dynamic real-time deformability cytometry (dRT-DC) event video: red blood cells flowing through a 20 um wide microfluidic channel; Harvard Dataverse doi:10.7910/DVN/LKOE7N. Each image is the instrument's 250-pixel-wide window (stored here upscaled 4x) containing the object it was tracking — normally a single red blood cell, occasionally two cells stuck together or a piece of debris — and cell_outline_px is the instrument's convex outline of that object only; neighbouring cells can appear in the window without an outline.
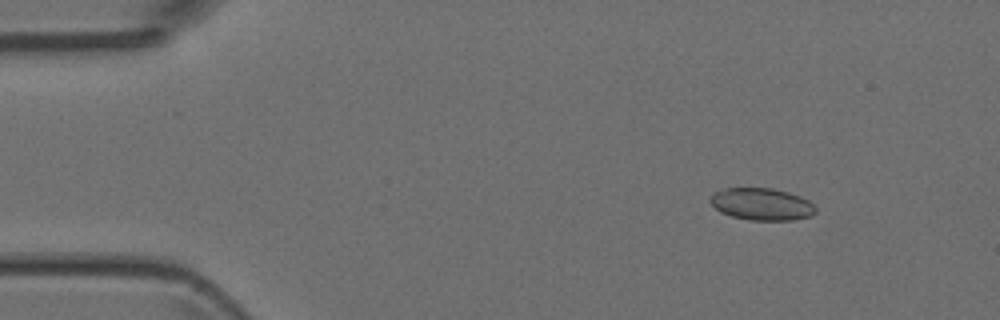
{"species": "Egyptian fruit bat (a non-hibernating species)", "species_latin": "Rousettus aegyptiacus", "temperature_condition": "room temperature", "stored_images_in_passage": 4, "camera_frame_rate_fps": 3000, "um_per_image_px": 0.085, "animal": {"sex": "female"}, "frame": {"image": 1, "passage_image": 2, "time_ms": 1.0, "image_size_px": [1000, 320], "cell_outline_px": [[816, 212], [812, 216], [792, 220], [748, 220], [732, 216], [720, 212], [708, 200], [716, 192], [728, 188], [772, 188], [788, 192], [800, 196], [808, 200], [816, 208]], "centroid_in_image_um": [64.77, 17.36], "position_along_channel_um": 20.2, "area_um2": 19.65}}
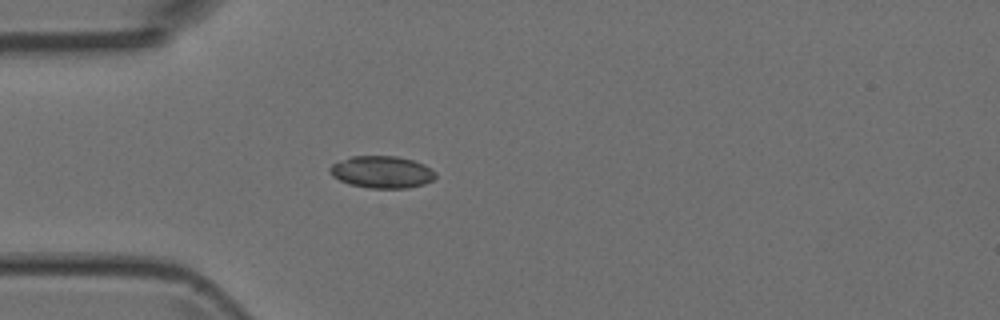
{"frame": {"image": 2, "passage_image": 4, "time_ms": 3.667, "image_size_px": [1000, 320], "cell_outline_px": [[436, 176], [432, 180], [424, 184], [408, 188], [368, 188], [348, 184], [332, 176], [328, 172], [328, 168], [332, 164], [352, 156], [396, 156], [412, 160], [424, 164], [436, 172]], "centroid_in_image_um": [32.44, 14.63], "position_along_channel_um": 52.6, "area_um2": 19.83}}